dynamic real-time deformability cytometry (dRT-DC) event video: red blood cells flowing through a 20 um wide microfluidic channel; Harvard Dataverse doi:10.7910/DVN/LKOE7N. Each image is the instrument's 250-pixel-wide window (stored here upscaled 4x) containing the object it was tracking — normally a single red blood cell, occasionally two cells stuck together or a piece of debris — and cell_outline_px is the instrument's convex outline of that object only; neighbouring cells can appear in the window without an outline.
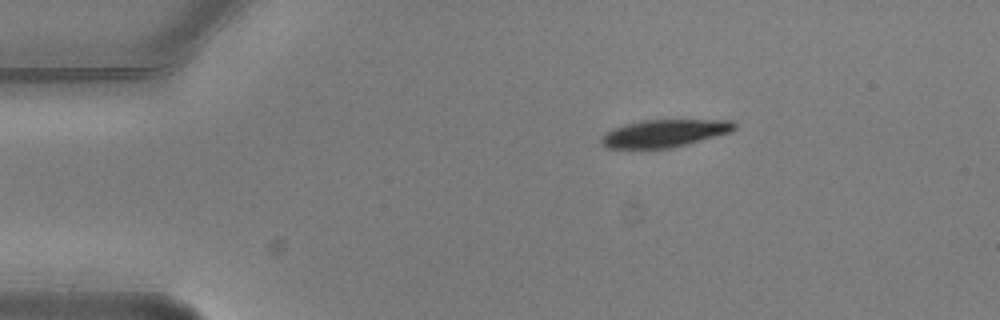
{"species": "common noctule bat (a hibernating species)", "species_latin": "Nyctalus noctula", "temperature_condition": "warm", "stored_images_in_passage": 3, "camera_frame_rate_fps": 3000, "um_per_image_px": 0.085, "animal": {"sex": "male", "body_mass_g": 20.5, "forearm_length_mm": 52.5}, "frame": {"image": 1, "passage_image": 1, "time_ms": 0.0, "image_size_px": [1000, 320], "cell_outline_px": [[736, 128], [732, 132], [688, 144], [668, 148], [608, 148], [600, 144], [600, 136], [612, 128], [624, 124], [640, 120], [732, 120], [736, 124]], "centroid_in_image_um": [56.46, 11.32], "position_along_channel_um": 28.5, "area_um2": 21.56}}